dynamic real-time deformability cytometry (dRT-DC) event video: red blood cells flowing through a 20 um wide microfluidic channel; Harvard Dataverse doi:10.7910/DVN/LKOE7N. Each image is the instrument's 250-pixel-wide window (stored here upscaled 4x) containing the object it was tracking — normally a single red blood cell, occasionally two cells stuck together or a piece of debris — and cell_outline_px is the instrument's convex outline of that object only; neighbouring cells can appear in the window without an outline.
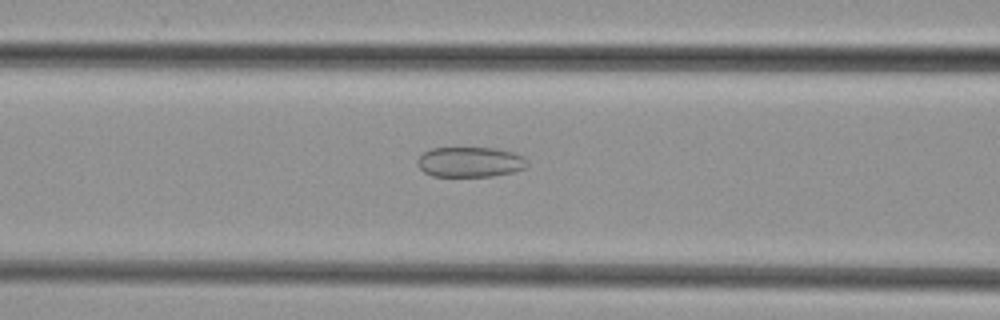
{"species": "common noctule bat (a hibernating species)", "species_latin": "Nyctalus noctula", "temperature_condition": "cold", "stored_images_in_passage": 33, "camera_frame_rate_fps": 3000, "um_per_image_px": 0.085, "animal": {"sex": "female", "body_mass_g": 29.2, "forearm_length_mm": 56.3}, "frame": {"image": 1, "passage_image": 9, "time_ms": 2.667, "image_size_px": [1000, 320], "cell_outline_px": [[528, 164], [524, 168], [512, 172], [492, 176], [432, 176], [424, 172], [416, 164], [416, 160], [424, 152], [432, 148], [496, 148], [512, 152], [524, 156]], "centroid_in_image_um": [39.94, 13.77], "position_along_channel_um": 126.7, "area_um2": 19.31}}
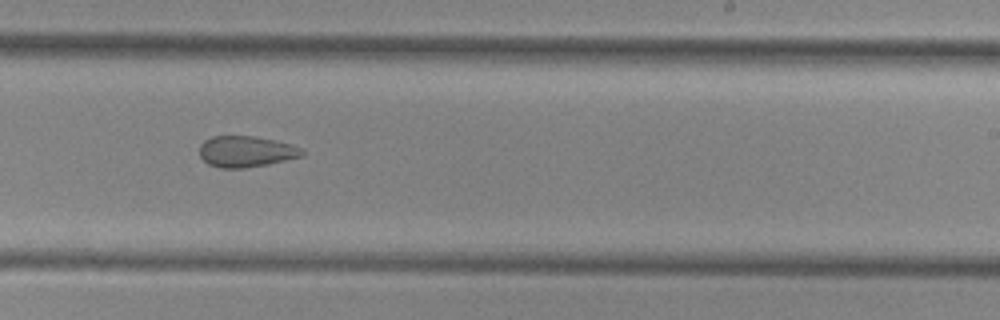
{"frame": {"image": 2, "passage_image": 19, "time_ms": 6.0, "image_size_px": [1000, 320], "cell_outline_px": [[304, 156], [268, 164], [244, 168], [220, 168], [208, 164], [200, 156], [200, 144], [204, 140], [212, 136], [252, 136], [276, 140], [292, 144], [300, 148], [304, 152]], "centroid_in_image_um": [20.92, 12.88], "position_along_channel_um": 268.1, "area_um2": 18.67}}
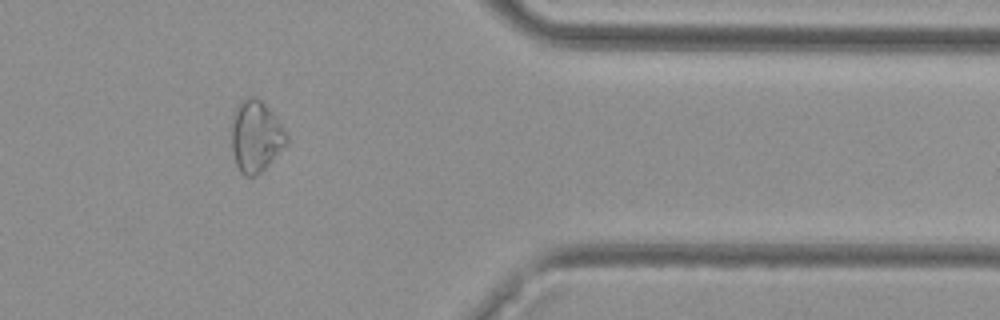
{"frame": {"image": 3, "passage_image": 29, "time_ms": 9.333, "image_size_px": [1000, 320], "cell_outline_px": [[288, 144], [256, 176], [244, 176], [240, 172], [236, 164], [232, 148], [232, 112], [240, 100], [248, 96], [256, 96], [276, 116], [284, 128], [288, 136]], "centroid_in_image_um": [21.74, 11.56], "position_along_channel_um": 389.7, "area_um2": 23.12}}